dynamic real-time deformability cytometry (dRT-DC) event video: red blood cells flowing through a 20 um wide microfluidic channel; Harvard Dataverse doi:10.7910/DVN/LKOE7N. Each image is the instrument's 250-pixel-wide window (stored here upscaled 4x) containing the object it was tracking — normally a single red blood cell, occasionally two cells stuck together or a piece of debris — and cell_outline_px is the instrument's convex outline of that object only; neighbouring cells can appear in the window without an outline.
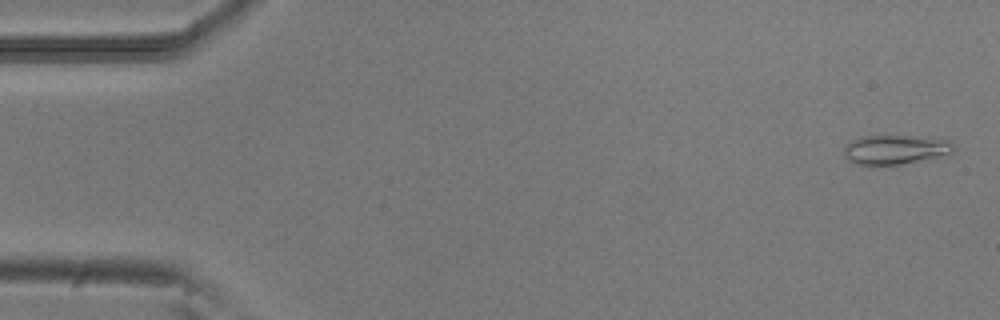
{"species": "common noctule bat (a hibernating species)", "species_latin": "Nyctalus noctula", "temperature_condition": "room temperature", "stored_images_in_passage": 6, "camera_frame_rate_fps": 3000, "um_per_image_px": 0.085, "animal": {"sex": "male", "body_mass_g": 20.5, "forearm_length_mm": 52.5}, "frame": {"image": 1, "passage_image": 1, "time_ms": 0.0, "image_size_px": [1000, 320], "cell_outline_px": [[956, 148], [952, 152], [936, 156], [900, 164], [856, 164], [848, 160], [844, 152], [844, 148], [852, 140], [860, 136], [944, 136], [952, 140]], "centroid_in_image_um": [76.19, 12.66], "position_along_channel_um": 8.8, "area_um2": 18.79}}